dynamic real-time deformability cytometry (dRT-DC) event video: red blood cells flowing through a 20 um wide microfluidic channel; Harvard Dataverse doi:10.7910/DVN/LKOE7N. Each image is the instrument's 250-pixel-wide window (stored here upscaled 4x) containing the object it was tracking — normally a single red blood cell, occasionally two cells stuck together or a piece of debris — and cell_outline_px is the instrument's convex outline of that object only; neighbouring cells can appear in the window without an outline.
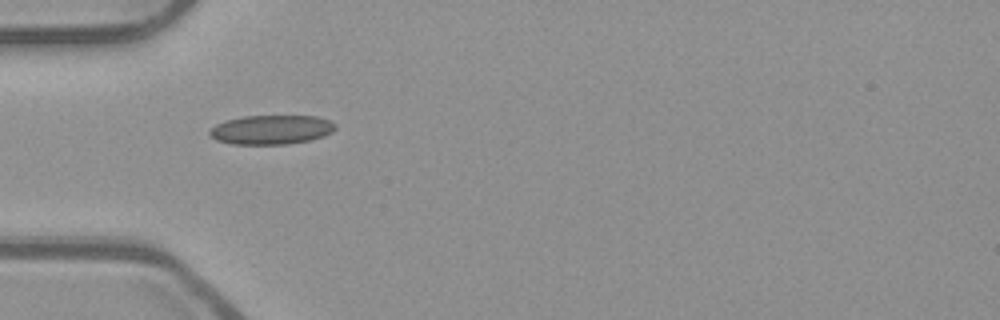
{"species": "common noctule bat (a hibernating species)", "species_latin": "Nyctalus noctula", "temperature_condition": "room temperature", "stored_images_in_passage": 35, "camera_frame_rate_fps": 3000, "um_per_image_px": 0.085, "animal": {"sex": "male", "body_mass_g": 23.1, "forearm_length_mm": 52.7}, "frame": {"image": 1, "passage_image": 1, "time_ms": 0.0, "image_size_px": [1000, 320], "cell_outline_px": [[336, 128], [332, 132], [324, 136], [312, 140], [288, 144], [232, 144], [216, 140], [208, 132], [216, 124], [224, 120], [244, 116], [316, 116], [328, 120], [336, 124]], "centroid_in_image_um": [23.08, 11.02], "position_along_channel_um": 61.9, "area_um2": 21.5}}
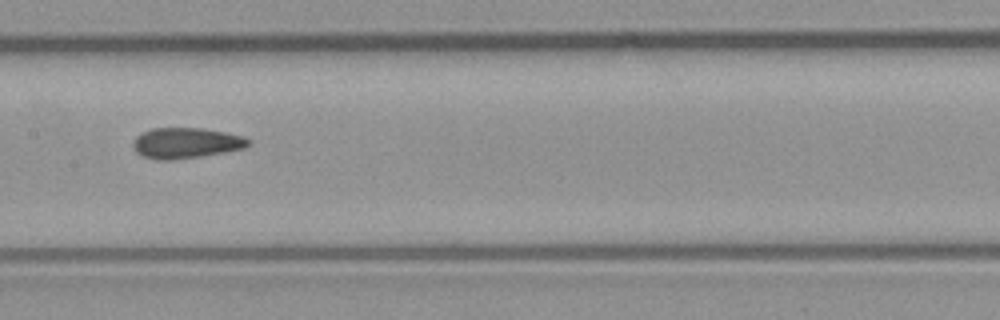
{"frame": {"image": 2, "passage_image": 11, "time_ms": 3.333, "image_size_px": [1000, 320], "cell_outline_px": [[252, 144], [244, 148], [224, 152], [200, 156], [172, 160], [156, 160], [144, 156], [136, 152], [132, 144], [136, 136], [152, 128], [200, 128], [224, 132], [244, 136], [252, 140]], "centroid_in_image_um": [15.84, 12.15], "position_along_channel_um": 191.6, "area_um2": 20.58}}
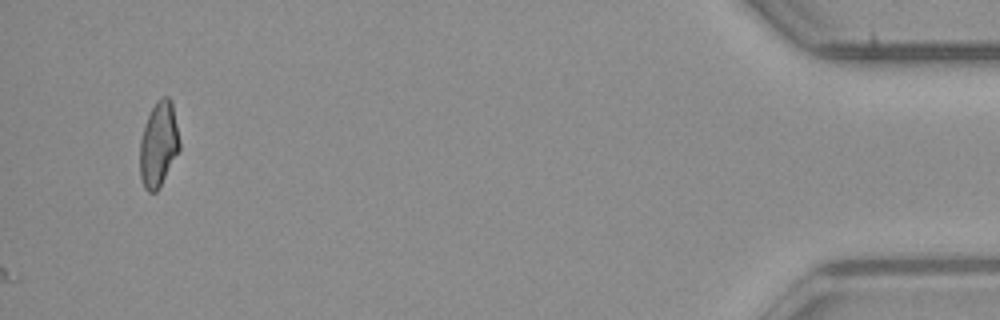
{"frame": {"image": 3, "passage_image": 35, "time_ms": 11.333, "image_size_px": [1000, 320], "cell_outline_px": [[180, 148], [160, 188], [156, 192], [148, 192], [144, 188], [140, 176], [140, 140], [148, 116], [156, 100], [164, 96], [168, 96], [172, 100], [180, 140]], "centroid_in_image_um": [13.49, 12.27], "position_along_channel_um": 421.7, "area_um2": 19.77}, "authors_computed_cell_mechanics": {"area_um2": 20.4612, "velocity_mm_per_s": 3.9092, "shape_relaxation_time_tau1_ms": null, "shape_relaxation_time_tau2_ms": 2.1294, "deformation_change_tau1": null, "deformation_change_tau2": 0.0975}}